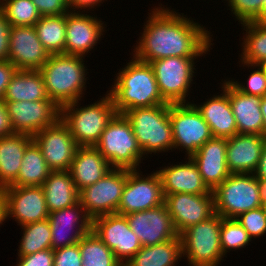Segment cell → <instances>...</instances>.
<instances>
[{
    "mask_svg": "<svg viewBox=\"0 0 266 266\" xmlns=\"http://www.w3.org/2000/svg\"><path fill=\"white\" fill-rule=\"evenodd\" d=\"M32 142V136L25 133L0 138V190L17 179L26 148Z\"/></svg>",
    "mask_w": 266,
    "mask_h": 266,
    "instance_id": "obj_28",
    "label": "cell"
},
{
    "mask_svg": "<svg viewBox=\"0 0 266 266\" xmlns=\"http://www.w3.org/2000/svg\"><path fill=\"white\" fill-rule=\"evenodd\" d=\"M11 27L4 13L0 10V61H6L9 57Z\"/></svg>",
    "mask_w": 266,
    "mask_h": 266,
    "instance_id": "obj_45",
    "label": "cell"
},
{
    "mask_svg": "<svg viewBox=\"0 0 266 266\" xmlns=\"http://www.w3.org/2000/svg\"><path fill=\"white\" fill-rule=\"evenodd\" d=\"M228 96L238 133L263 135L264 120L260 109L262 97L241 93L229 80Z\"/></svg>",
    "mask_w": 266,
    "mask_h": 266,
    "instance_id": "obj_27",
    "label": "cell"
},
{
    "mask_svg": "<svg viewBox=\"0 0 266 266\" xmlns=\"http://www.w3.org/2000/svg\"><path fill=\"white\" fill-rule=\"evenodd\" d=\"M48 220L52 232V250L77 244L91 231L92 226V219L79 201L70 207L49 213Z\"/></svg>",
    "mask_w": 266,
    "mask_h": 266,
    "instance_id": "obj_20",
    "label": "cell"
},
{
    "mask_svg": "<svg viewBox=\"0 0 266 266\" xmlns=\"http://www.w3.org/2000/svg\"><path fill=\"white\" fill-rule=\"evenodd\" d=\"M38 39L50 54H64L66 14L41 16L34 25Z\"/></svg>",
    "mask_w": 266,
    "mask_h": 266,
    "instance_id": "obj_33",
    "label": "cell"
},
{
    "mask_svg": "<svg viewBox=\"0 0 266 266\" xmlns=\"http://www.w3.org/2000/svg\"><path fill=\"white\" fill-rule=\"evenodd\" d=\"M98 101L81 106L80 101L61 107V120L68 126L79 147L95 146L108 122L116 114L114 102L107 91Z\"/></svg>",
    "mask_w": 266,
    "mask_h": 266,
    "instance_id": "obj_4",
    "label": "cell"
},
{
    "mask_svg": "<svg viewBox=\"0 0 266 266\" xmlns=\"http://www.w3.org/2000/svg\"><path fill=\"white\" fill-rule=\"evenodd\" d=\"M264 135L240 134L227 138V168L231 174H252L262 154Z\"/></svg>",
    "mask_w": 266,
    "mask_h": 266,
    "instance_id": "obj_25",
    "label": "cell"
},
{
    "mask_svg": "<svg viewBox=\"0 0 266 266\" xmlns=\"http://www.w3.org/2000/svg\"><path fill=\"white\" fill-rule=\"evenodd\" d=\"M104 1L108 0H71L69 2L70 11H94L97 7H100Z\"/></svg>",
    "mask_w": 266,
    "mask_h": 266,
    "instance_id": "obj_48",
    "label": "cell"
},
{
    "mask_svg": "<svg viewBox=\"0 0 266 266\" xmlns=\"http://www.w3.org/2000/svg\"><path fill=\"white\" fill-rule=\"evenodd\" d=\"M5 221L7 222L6 199L0 190V227L6 223Z\"/></svg>",
    "mask_w": 266,
    "mask_h": 266,
    "instance_id": "obj_50",
    "label": "cell"
},
{
    "mask_svg": "<svg viewBox=\"0 0 266 266\" xmlns=\"http://www.w3.org/2000/svg\"><path fill=\"white\" fill-rule=\"evenodd\" d=\"M1 190L6 199L7 220L11 218L21 227L48 219L41 186H6Z\"/></svg>",
    "mask_w": 266,
    "mask_h": 266,
    "instance_id": "obj_16",
    "label": "cell"
},
{
    "mask_svg": "<svg viewBox=\"0 0 266 266\" xmlns=\"http://www.w3.org/2000/svg\"><path fill=\"white\" fill-rule=\"evenodd\" d=\"M54 251L46 249L27 256H18L14 266H53Z\"/></svg>",
    "mask_w": 266,
    "mask_h": 266,
    "instance_id": "obj_44",
    "label": "cell"
},
{
    "mask_svg": "<svg viewBox=\"0 0 266 266\" xmlns=\"http://www.w3.org/2000/svg\"><path fill=\"white\" fill-rule=\"evenodd\" d=\"M94 147L116 169L139 170L145 159L124 114L116 113L112 117Z\"/></svg>",
    "mask_w": 266,
    "mask_h": 266,
    "instance_id": "obj_6",
    "label": "cell"
},
{
    "mask_svg": "<svg viewBox=\"0 0 266 266\" xmlns=\"http://www.w3.org/2000/svg\"><path fill=\"white\" fill-rule=\"evenodd\" d=\"M127 181V169L110 170L93 185L79 191V202L91 218L117 213Z\"/></svg>",
    "mask_w": 266,
    "mask_h": 266,
    "instance_id": "obj_12",
    "label": "cell"
},
{
    "mask_svg": "<svg viewBox=\"0 0 266 266\" xmlns=\"http://www.w3.org/2000/svg\"><path fill=\"white\" fill-rule=\"evenodd\" d=\"M6 103L0 99V138L14 134Z\"/></svg>",
    "mask_w": 266,
    "mask_h": 266,
    "instance_id": "obj_47",
    "label": "cell"
},
{
    "mask_svg": "<svg viewBox=\"0 0 266 266\" xmlns=\"http://www.w3.org/2000/svg\"><path fill=\"white\" fill-rule=\"evenodd\" d=\"M148 11L143 32L130 54L135 59L150 63L166 57H205L213 49V34L194 22L195 18L162 3Z\"/></svg>",
    "mask_w": 266,
    "mask_h": 266,
    "instance_id": "obj_1",
    "label": "cell"
},
{
    "mask_svg": "<svg viewBox=\"0 0 266 266\" xmlns=\"http://www.w3.org/2000/svg\"><path fill=\"white\" fill-rule=\"evenodd\" d=\"M41 187L49 213L70 207L79 201V192L68 170L51 171Z\"/></svg>",
    "mask_w": 266,
    "mask_h": 266,
    "instance_id": "obj_29",
    "label": "cell"
},
{
    "mask_svg": "<svg viewBox=\"0 0 266 266\" xmlns=\"http://www.w3.org/2000/svg\"><path fill=\"white\" fill-rule=\"evenodd\" d=\"M16 70V67L8 60L0 61V99H3L7 86Z\"/></svg>",
    "mask_w": 266,
    "mask_h": 266,
    "instance_id": "obj_46",
    "label": "cell"
},
{
    "mask_svg": "<svg viewBox=\"0 0 266 266\" xmlns=\"http://www.w3.org/2000/svg\"><path fill=\"white\" fill-rule=\"evenodd\" d=\"M261 208H262V210L264 212V216L266 218V202H264V203L261 204Z\"/></svg>",
    "mask_w": 266,
    "mask_h": 266,
    "instance_id": "obj_55",
    "label": "cell"
},
{
    "mask_svg": "<svg viewBox=\"0 0 266 266\" xmlns=\"http://www.w3.org/2000/svg\"><path fill=\"white\" fill-rule=\"evenodd\" d=\"M169 116L174 149L186 152V157H191L213 137L208 123L193 103L169 104Z\"/></svg>",
    "mask_w": 266,
    "mask_h": 266,
    "instance_id": "obj_10",
    "label": "cell"
},
{
    "mask_svg": "<svg viewBox=\"0 0 266 266\" xmlns=\"http://www.w3.org/2000/svg\"><path fill=\"white\" fill-rule=\"evenodd\" d=\"M4 101L50 100L39 70H16L7 86Z\"/></svg>",
    "mask_w": 266,
    "mask_h": 266,
    "instance_id": "obj_30",
    "label": "cell"
},
{
    "mask_svg": "<svg viewBox=\"0 0 266 266\" xmlns=\"http://www.w3.org/2000/svg\"><path fill=\"white\" fill-rule=\"evenodd\" d=\"M54 251L53 266H82L78 243Z\"/></svg>",
    "mask_w": 266,
    "mask_h": 266,
    "instance_id": "obj_42",
    "label": "cell"
},
{
    "mask_svg": "<svg viewBox=\"0 0 266 266\" xmlns=\"http://www.w3.org/2000/svg\"><path fill=\"white\" fill-rule=\"evenodd\" d=\"M251 241L253 242L252 238L235 218H222L220 245L224 257L233 249L240 250L251 245Z\"/></svg>",
    "mask_w": 266,
    "mask_h": 266,
    "instance_id": "obj_38",
    "label": "cell"
},
{
    "mask_svg": "<svg viewBox=\"0 0 266 266\" xmlns=\"http://www.w3.org/2000/svg\"><path fill=\"white\" fill-rule=\"evenodd\" d=\"M238 63L239 64L241 63L239 67H243L244 69L246 67L247 69L250 68L252 72H250L247 78V81H245V83L242 81H236L235 78L231 79L227 77L229 82L243 94L261 96V97L265 96L266 95V73L256 64L254 65V64H249L246 62H238Z\"/></svg>",
    "mask_w": 266,
    "mask_h": 266,
    "instance_id": "obj_39",
    "label": "cell"
},
{
    "mask_svg": "<svg viewBox=\"0 0 266 266\" xmlns=\"http://www.w3.org/2000/svg\"><path fill=\"white\" fill-rule=\"evenodd\" d=\"M131 59L124 68L118 69L114 83L107 90L113 99L116 113L124 114L134 108L170 104L159 92L152 66L134 57Z\"/></svg>",
    "mask_w": 266,
    "mask_h": 266,
    "instance_id": "obj_2",
    "label": "cell"
},
{
    "mask_svg": "<svg viewBox=\"0 0 266 266\" xmlns=\"http://www.w3.org/2000/svg\"><path fill=\"white\" fill-rule=\"evenodd\" d=\"M13 131L31 136L55 124L61 108L53 100L5 101Z\"/></svg>",
    "mask_w": 266,
    "mask_h": 266,
    "instance_id": "obj_14",
    "label": "cell"
},
{
    "mask_svg": "<svg viewBox=\"0 0 266 266\" xmlns=\"http://www.w3.org/2000/svg\"><path fill=\"white\" fill-rule=\"evenodd\" d=\"M222 218L221 215L214 213L179 235L182 257L187 258L188 266H219L224 261L220 245Z\"/></svg>",
    "mask_w": 266,
    "mask_h": 266,
    "instance_id": "obj_7",
    "label": "cell"
},
{
    "mask_svg": "<svg viewBox=\"0 0 266 266\" xmlns=\"http://www.w3.org/2000/svg\"><path fill=\"white\" fill-rule=\"evenodd\" d=\"M241 26L246 32H243L239 62L255 65L266 57V22L250 21Z\"/></svg>",
    "mask_w": 266,
    "mask_h": 266,
    "instance_id": "obj_34",
    "label": "cell"
},
{
    "mask_svg": "<svg viewBox=\"0 0 266 266\" xmlns=\"http://www.w3.org/2000/svg\"><path fill=\"white\" fill-rule=\"evenodd\" d=\"M82 266H123L114 253L91 230L78 242Z\"/></svg>",
    "mask_w": 266,
    "mask_h": 266,
    "instance_id": "obj_36",
    "label": "cell"
},
{
    "mask_svg": "<svg viewBox=\"0 0 266 266\" xmlns=\"http://www.w3.org/2000/svg\"><path fill=\"white\" fill-rule=\"evenodd\" d=\"M260 109L264 120L263 135L266 137V95L262 97Z\"/></svg>",
    "mask_w": 266,
    "mask_h": 266,
    "instance_id": "obj_52",
    "label": "cell"
},
{
    "mask_svg": "<svg viewBox=\"0 0 266 266\" xmlns=\"http://www.w3.org/2000/svg\"><path fill=\"white\" fill-rule=\"evenodd\" d=\"M226 152L227 138L212 137L191 156L211 191L231 174L227 168Z\"/></svg>",
    "mask_w": 266,
    "mask_h": 266,
    "instance_id": "obj_23",
    "label": "cell"
},
{
    "mask_svg": "<svg viewBox=\"0 0 266 266\" xmlns=\"http://www.w3.org/2000/svg\"><path fill=\"white\" fill-rule=\"evenodd\" d=\"M227 10L231 11L240 24L250 21L262 22L263 0H224Z\"/></svg>",
    "mask_w": 266,
    "mask_h": 266,
    "instance_id": "obj_40",
    "label": "cell"
},
{
    "mask_svg": "<svg viewBox=\"0 0 266 266\" xmlns=\"http://www.w3.org/2000/svg\"><path fill=\"white\" fill-rule=\"evenodd\" d=\"M185 160L184 163H169L156 170L162 181L164 195L174 193L209 194L211 190L204 183L195 162L191 157H185Z\"/></svg>",
    "mask_w": 266,
    "mask_h": 266,
    "instance_id": "obj_24",
    "label": "cell"
},
{
    "mask_svg": "<svg viewBox=\"0 0 266 266\" xmlns=\"http://www.w3.org/2000/svg\"><path fill=\"white\" fill-rule=\"evenodd\" d=\"M132 125L134 136L144 157L174 150L169 104L134 108L124 113ZM171 150V151H170Z\"/></svg>",
    "mask_w": 266,
    "mask_h": 266,
    "instance_id": "obj_5",
    "label": "cell"
},
{
    "mask_svg": "<svg viewBox=\"0 0 266 266\" xmlns=\"http://www.w3.org/2000/svg\"><path fill=\"white\" fill-rule=\"evenodd\" d=\"M259 198L261 203L266 202V180L258 179Z\"/></svg>",
    "mask_w": 266,
    "mask_h": 266,
    "instance_id": "obj_51",
    "label": "cell"
},
{
    "mask_svg": "<svg viewBox=\"0 0 266 266\" xmlns=\"http://www.w3.org/2000/svg\"><path fill=\"white\" fill-rule=\"evenodd\" d=\"M41 16L62 15L70 11L67 0H32Z\"/></svg>",
    "mask_w": 266,
    "mask_h": 266,
    "instance_id": "obj_43",
    "label": "cell"
},
{
    "mask_svg": "<svg viewBox=\"0 0 266 266\" xmlns=\"http://www.w3.org/2000/svg\"><path fill=\"white\" fill-rule=\"evenodd\" d=\"M257 179H265L266 180V141L264 142V147L262 150L261 157L255 170L252 173Z\"/></svg>",
    "mask_w": 266,
    "mask_h": 266,
    "instance_id": "obj_49",
    "label": "cell"
},
{
    "mask_svg": "<svg viewBox=\"0 0 266 266\" xmlns=\"http://www.w3.org/2000/svg\"><path fill=\"white\" fill-rule=\"evenodd\" d=\"M164 196V204L179 235L215 213L212 191L209 194L174 193Z\"/></svg>",
    "mask_w": 266,
    "mask_h": 266,
    "instance_id": "obj_18",
    "label": "cell"
},
{
    "mask_svg": "<svg viewBox=\"0 0 266 266\" xmlns=\"http://www.w3.org/2000/svg\"><path fill=\"white\" fill-rule=\"evenodd\" d=\"M113 168L94 146L78 147L69 168L79 192L103 178Z\"/></svg>",
    "mask_w": 266,
    "mask_h": 266,
    "instance_id": "obj_26",
    "label": "cell"
},
{
    "mask_svg": "<svg viewBox=\"0 0 266 266\" xmlns=\"http://www.w3.org/2000/svg\"><path fill=\"white\" fill-rule=\"evenodd\" d=\"M22 237L18 245V256H27L46 249H51L52 232L48 219L29 223L20 227Z\"/></svg>",
    "mask_w": 266,
    "mask_h": 266,
    "instance_id": "obj_35",
    "label": "cell"
},
{
    "mask_svg": "<svg viewBox=\"0 0 266 266\" xmlns=\"http://www.w3.org/2000/svg\"><path fill=\"white\" fill-rule=\"evenodd\" d=\"M215 213L223 218L261 207L258 179L253 174H230L213 191Z\"/></svg>",
    "mask_w": 266,
    "mask_h": 266,
    "instance_id": "obj_9",
    "label": "cell"
},
{
    "mask_svg": "<svg viewBox=\"0 0 266 266\" xmlns=\"http://www.w3.org/2000/svg\"><path fill=\"white\" fill-rule=\"evenodd\" d=\"M84 58L77 55L52 54L39 69L48 97L60 108L81 100L85 95L89 69Z\"/></svg>",
    "mask_w": 266,
    "mask_h": 266,
    "instance_id": "obj_3",
    "label": "cell"
},
{
    "mask_svg": "<svg viewBox=\"0 0 266 266\" xmlns=\"http://www.w3.org/2000/svg\"><path fill=\"white\" fill-rule=\"evenodd\" d=\"M256 65H258L266 73V57L260 60Z\"/></svg>",
    "mask_w": 266,
    "mask_h": 266,
    "instance_id": "obj_54",
    "label": "cell"
},
{
    "mask_svg": "<svg viewBox=\"0 0 266 266\" xmlns=\"http://www.w3.org/2000/svg\"><path fill=\"white\" fill-rule=\"evenodd\" d=\"M221 81V94H214L200 104L194 103V100L192 103L208 123L213 137L230 138L238 131L228 96V79Z\"/></svg>",
    "mask_w": 266,
    "mask_h": 266,
    "instance_id": "obj_22",
    "label": "cell"
},
{
    "mask_svg": "<svg viewBox=\"0 0 266 266\" xmlns=\"http://www.w3.org/2000/svg\"><path fill=\"white\" fill-rule=\"evenodd\" d=\"M91 230L124 265L142 245L125 215L106 214L92 219Z\"/></svg>",
    "mask_w": 266,
    "mask_h": 266,
    "instance_id": "obj_13",
    "label": "cell"
},
{
    "mask_svg": "<svg viewBox=\"0 0 266 266\" xmlns=\"http://www.w3.org/2000/svg\"><path fill=\"white\" fill-rule=\"evenodd\" d=\"M262 22H266V0L262 4Z\"/></svg>",
    "mask_w": 266,
    "mask_h": 266,
    "instance_id": "obj_53",
    "label": "cell"
},
{
    "mask_svg": "<svg viewBox=\"0 0 266 266\" xmlns=\"http://www.w3.org/2000/svg\"><path fill=\"white\" fill-rule=\"evenodd\" d=\"M181 258L182 244L178 236L160 244L142 246L123 266H177Z\"/></svg>",
    "mask_w": 266,
    "mask_h": 266,
    "instance_id": "obj_31",
    "label": "cell"
},
{
    "mask_svg": "<svg viewBox=\"0 0 266 266\" xmlns=\"http://www.w3.org/2000/svg\"><path fill=\"white\" fill-rule=\"evenodd\" d=\"M87 13L89 12L69 11L66 14L64 54L85 57L104 37L106 22L97 18V15Z\"/></svg>",
    "mask_w": 266,
    "mask_h": 266,
    "instance_id": "obj_17",
    "label": "cell"
},
{
    "mask_svg": "<svg viewBox=\"0 0 266 266\" xmlns=\"http://www.w3.org/2000/svg\"><path fill=\"white\" fill-rule=\"evenodd\" d=\"M235 219L253 240L266 235V218L261 207L243 212Z\"/></svg>",
    "mask_w": 266,
    "mask_h": 266,
    "instance_id": "obj_41",
    "label": "cell"
},
{
    "mask_svg": "<svg viewBox=\"0 0 266 266\" xmlns=\"http://www.w3.org/2000/svg\"><path fill=\"white\" fill-rule=\"evenodd\" d=\"M52 171L69 170L79 147L61 118L32 136Z\"/></svg>",
    "mask_w": 266,
    "mask_h": 266,
    "instance_id": "obj_15",
    "label": "cell"
},
{
    "mask_svg": "<svg viewBox=\"0 0 266 266\" xmlns=\"http://www.w3.org/2000/svg\"><path fill=\"white\" fill-rule=\"evenodd\" d=\"M125 216L142 246L160 244L179 236L165 204Z\"/></svg>",
    "mask_w": 266,
    "mask_h": 266,
    "instance_id": "obj_19",
    "label": "cell"
},
{
    "mask_svg": "<svg viewBox=\"0 0 266 266\" xmlns=\"http://www.w3.org/2000/svg\"><path fill=\"white\" fill-rule=\"evenodd\" d=\"M21 162L17 179L10 186H41L52 171L34 141L26 148Z\"/></svg>",
    "mask_w": 266,
    "mask_h": 266,
    "instance_id": "obj_32",
    "label": "cell"
},
{
    "mask_svg": "<svg viewBox=\"0 0 266 266\" xmlns=\"http://www.w3.org/2000/svg\"><path fill=\"white\" fill-rule=\"evenodd\" d=\"M198 58L200 57H166L149 63L154 70L159 92L167 103L192 102L188 100H191L190 88L195 84L193 77L197 73L195 64Z\"/></svg>",
    "mask_w": 266,
    "mask_h": 266,
    "instance_id": "obj_8",
    "label": "cell"
},
{
    "mask_svg": "<svg viewBox=\"0 0 266 266\" xmlns=\"http://www.w3.org/2000/svg\"><path fill=\"white\" fill-rule=\"evenodd\" d=\"M8 61L17 70H39L49 53L38 39L34 26H12Z\"/></svg>",
    "mask_w": 266,
    "mask_h": 266,
    "instance_id": "obj_21",
    "label": "cell"
},
{
    "mask_svg": "<svg viewBox=\"0 0 266 266\" xmlns=\"http://www.w3.org/2000/svg\"><path fill=\"white\" fill-rule=\"evenodd\" d=\"M162 181L157 171L147 176L139 170L127 169V181L117 214L126 215L153 209L164 204Z\"/></svg>",
    "mask_w": 266,
    "mask_h": 266,
    "instance_id": "obj_11",
    "label": "cell"
},
{
    "mask_svg": "<svg viewBox=\"0 0 266 266\" xmlns=\"http://www.w3.org/2000/svg\"><path fill=\"white\" fill-rule=\"evenodd\" d=\"M0 10L11 26H34L41 17L32 0H0Z\"/></svg>",
    "mask_w": 266,
    "mask_h": 266,
    "instance_id": "obj_37",
    "label": "cell"
}]
</instances>
